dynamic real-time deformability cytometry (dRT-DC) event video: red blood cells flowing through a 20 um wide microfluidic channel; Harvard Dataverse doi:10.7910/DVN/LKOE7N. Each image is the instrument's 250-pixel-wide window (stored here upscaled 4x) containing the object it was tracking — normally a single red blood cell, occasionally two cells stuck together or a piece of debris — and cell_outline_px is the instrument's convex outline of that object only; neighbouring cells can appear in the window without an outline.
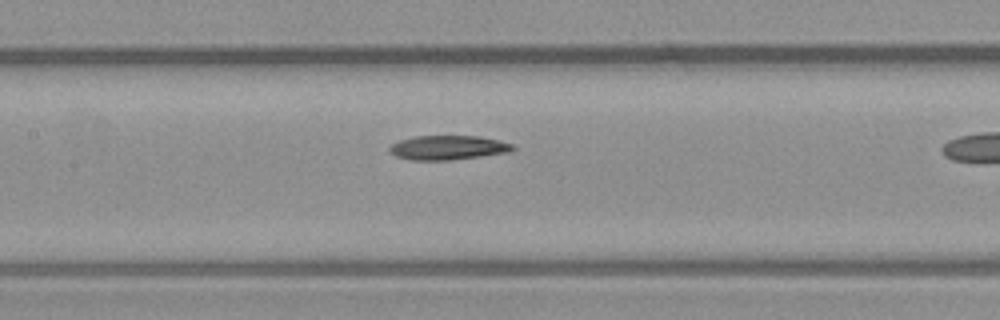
{"species": "common noctule bat (a hibernating species)", "species_latin": "Nyctalus noctula", "temperature_condition": "warm", "stored_images_in_passage": 19, "camera_frame_rate_fps": 3000, "um_per_image_px": 0.085, "animal": {"sex": "male", "body_mass_g": 23.1, "forearm_length_mm": 52.7}, "frame": {"image": 1, "passage_image": 16, "time_ms": 5.0, "image_size_px": [1000, 320], "cell_outline_px": [[516, 148], [508, 152], [480, 156], [448, 160], [412, 160], [396, 156], [388, 148], [392, 144], [400, 140], [416, 136], [480, 136], [500, 140], [512, 144]], "centroid_in_image_um": [38.1, 12.54], "position_along_channel_um": 169.3, "area_um2": 17.28}}
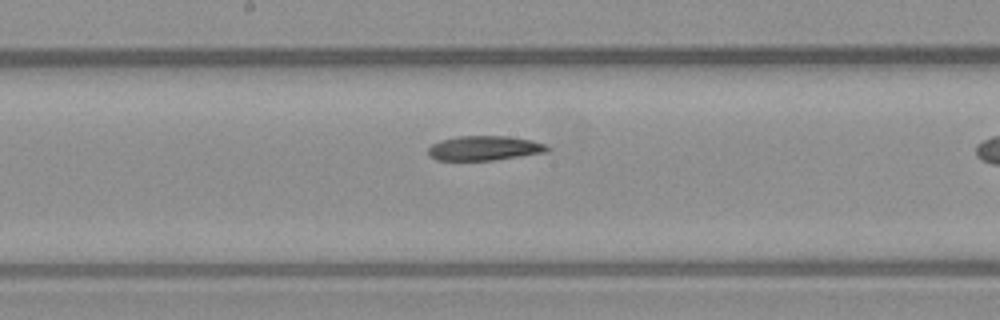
{"frame": {"image": 2, "passage_image": 19, "time_ms": 6.0, "image_size_px": [1000, 320], "cell_outline_px": [[548, 152], [492, 160], [436, 160], [428, 152], [428, 148], [432, 144], [440, 140], [460, 136], [508, 136], [532, 140], [544, 144], [548, 148]], "centroid_in_image_um": [41.17, 12.59], "position_along_channel_um": 207.0, "area_um2": 16.88}}